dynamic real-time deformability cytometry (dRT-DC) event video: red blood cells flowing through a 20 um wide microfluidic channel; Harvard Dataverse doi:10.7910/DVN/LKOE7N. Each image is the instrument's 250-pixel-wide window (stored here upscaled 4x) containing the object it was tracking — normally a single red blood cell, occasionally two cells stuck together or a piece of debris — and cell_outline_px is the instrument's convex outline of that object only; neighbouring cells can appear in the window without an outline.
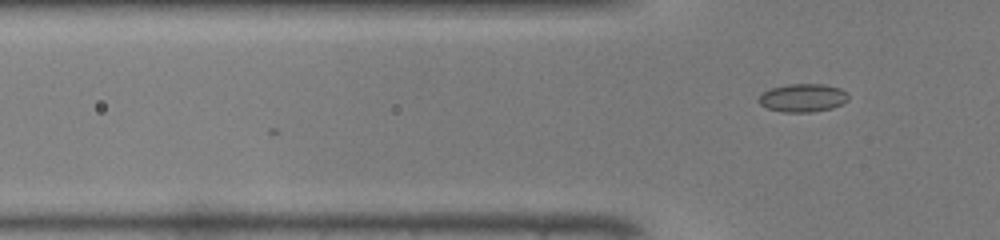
{"species": "common noctule bat (a hibernating species)", "species_latin": "Nyctalus noctula", "temperature_condition": "warm", "stored_images_in_passage": 5, "camera_frame_rate_fps": 3000, "um_per_image_px": 0.085, "animal": {"sex": "male", "body_mass_g": 19.0, "forearm_length_mm": 50.8}, "frame": {"image": 1, "passage_image": 5, "time_ms": 1.333, "image_size_px": [1000, 240], "cell_outline_px": [[848, 100], [832, 108], [812, 112], [784, 112], [768, 108], [760, 104], [756, 100], [764, 92], [772, 88], [788, 84], [824, 84], [840, 88], [848, 96]], "centroid_in_image_um": [68.22, 8.32], "position_along_channel_um": 57.6, "area_um2": 14.57}}